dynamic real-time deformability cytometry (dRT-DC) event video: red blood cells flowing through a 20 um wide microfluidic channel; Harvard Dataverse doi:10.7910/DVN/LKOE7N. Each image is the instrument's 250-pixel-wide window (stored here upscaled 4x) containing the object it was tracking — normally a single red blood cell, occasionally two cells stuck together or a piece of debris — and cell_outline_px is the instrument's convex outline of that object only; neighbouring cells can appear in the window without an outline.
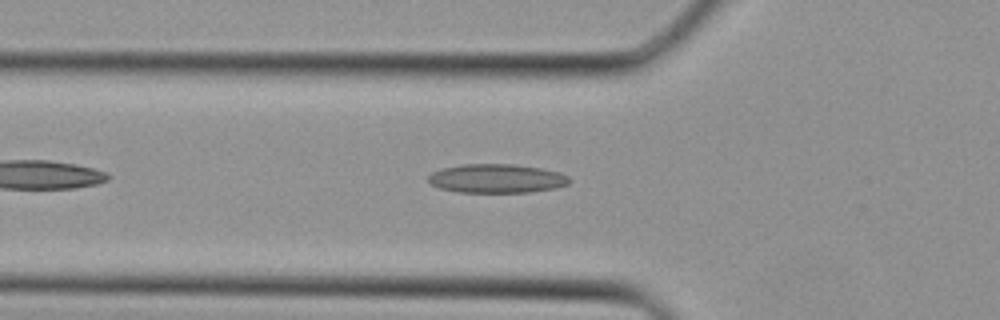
{"species": "Egyptian fruit bat (a non-hibernating species)", "species_latin": "Rousettus aegyptiacus", "temperature_condition": "cold", "stored_images_in_passage": 24, "camera_frame_rate_fps": 3000, "um_per_image_px": 0.085, "animal": {"sex": "female"}, "frame": {"image": 1, "passage_image": 4, "time_ms": 1.0, "image_size_px": [1000, 320], "cell_outline_px": [[572, 180], [568, 184], [556, 188], [532, 192], [456, 192], [440, 188], [432, 184], [428, 180], [428, 176], [432, 172], [444, 168], [464, 164], [516, 164], [540, 168], [560, 172], [568, 176]], "centroid_in_image_um": [42.26, 15.17], "position_along_channel_um": 83.5, "area_um2": 23.81}}
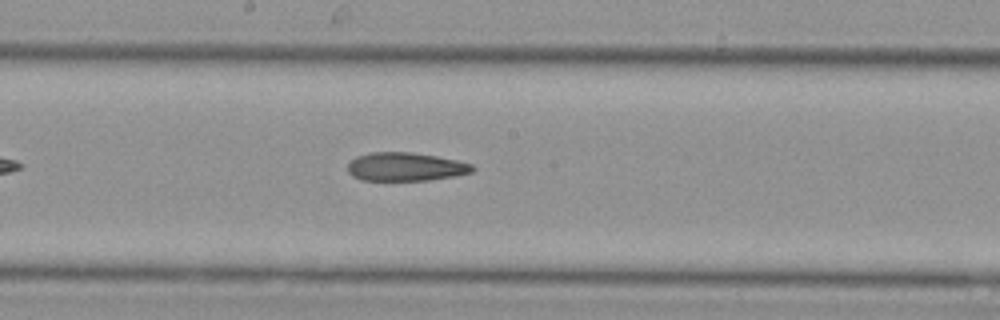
{"frame": {"image": 2, "passage_image": 11, "time_ms": 3.333, "image_size_px": [1000, 320], "cell_outline_px": [[476, 168], [472, 172], [456, 176], [428, 180], [360, 180], [352, 176], [348, 172], [348, 164], [356, 156], [372, 152], [408, 152], [436, 156], [456, 160], [472, 164]], "centroid_in_image_um": [34.47, 14.18], "position_along_channel_um": 213.7, "area_um2": 20.69}}
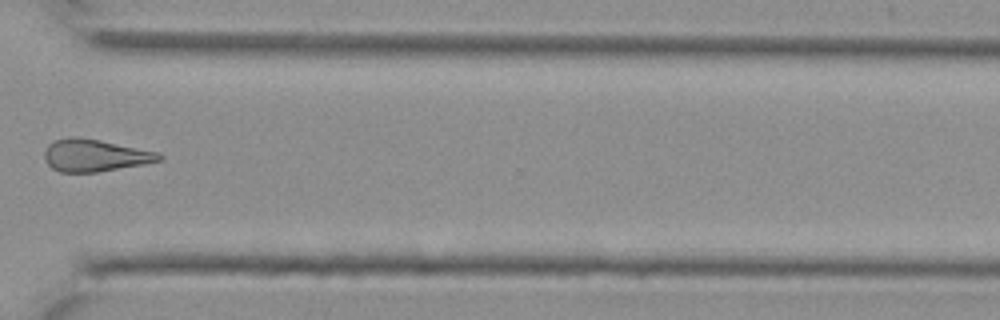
{"frame": {"image": 3, "passage_image": 19, "time_ms": 6.0, "image_size_px": [1000, 320], "cell_outline_px": [[164, 156], [160, 160], [144, 164], [96, 172], [60, 172], [52, 168], [48, 164], [44, 156], [44, 152], [48, 144], [56, 140], [68, 136], [80, 136], [100, 140], [156, 152]], "centroid_in_image_um": [8.02, 13.2], "position_along_channel_um": 362.6, "area_um2": 21.39}}